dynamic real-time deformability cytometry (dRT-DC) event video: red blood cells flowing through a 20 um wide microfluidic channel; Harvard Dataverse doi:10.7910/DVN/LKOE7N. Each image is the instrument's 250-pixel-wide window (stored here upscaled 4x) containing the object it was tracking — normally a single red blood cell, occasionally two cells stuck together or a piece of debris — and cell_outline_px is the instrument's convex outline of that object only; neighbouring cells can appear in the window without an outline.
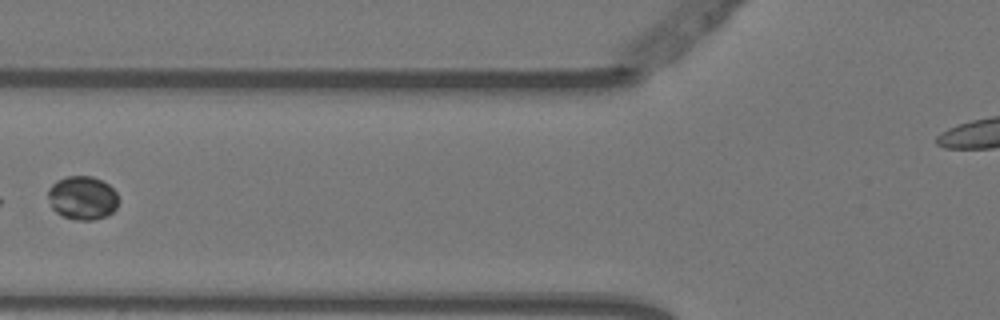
{"species": "Egyptian fruit bat (a non-hibernating species)", "species_latin": "Rousettus aegyptiacus", "temperature_condition": "warm", "stored_images_in_passage": 8, "segment_of_instrument_passage": [1, 2], "camera_frame_rate_fps": 3000, "um_per_image_px": 0.085, "animal": {"sex": "female"}, "frame": {"image": 1, "passage_image": 6, "time_ms": 1.667, "image_size_px": [1000, 320], "cell_outline_px": [[120, 200], [116, 208], [108, 216], [92, 220], [76, 220], [64, 216], [56, 212], [52, 208], [48, 196], [48, 188], [56, 180], [68, 176], [92, 176], [108, 184], [116, 192]], "centroid_in_image_um": [7.02, 16.82], "position_along_channel_um": 118.8, "area_um2": 18.03}}
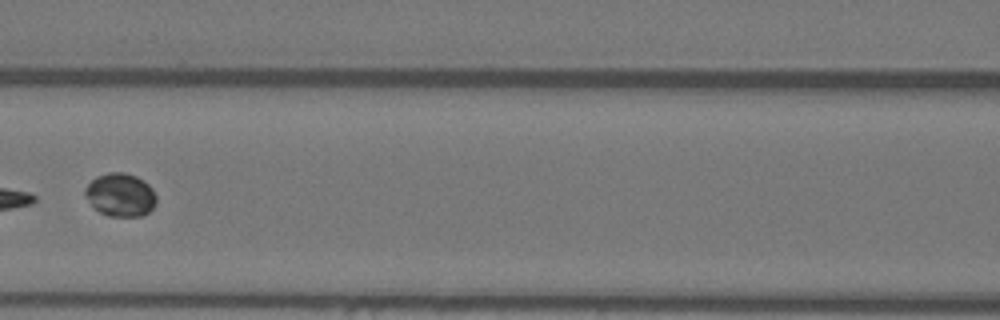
{"frame": {"image": 2, "passage_image": 7, "time_ms": 2.0, "image_size_px": [1000, 320], "cell_outline_px": [[156, 204], [148, 212], [140, 216], [108, 216], [100, 212], [84, 196], [84, 188], [96, 176], [108, 172], [124, 172], [136, 176], [144, 180], [152, 188], [156, 196]], "centroid_in_image_um": [10.23, 16.55], "position_along_channel_um": 156.4, "area_um2": 17.98}}